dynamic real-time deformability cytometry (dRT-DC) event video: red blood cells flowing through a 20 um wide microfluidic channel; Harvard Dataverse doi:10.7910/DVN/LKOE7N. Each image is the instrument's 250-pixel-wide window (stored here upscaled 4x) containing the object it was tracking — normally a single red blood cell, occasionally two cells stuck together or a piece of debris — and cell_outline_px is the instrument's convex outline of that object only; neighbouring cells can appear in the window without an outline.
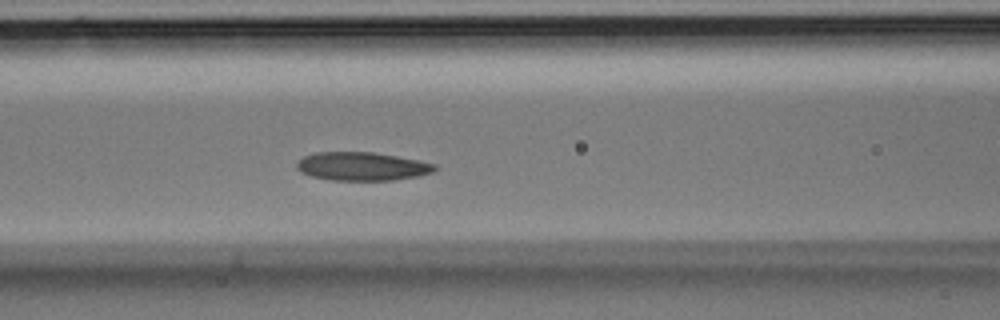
{"species": "Egyptian fruit bat (a non-hibernating species)", "species_latin": "Rousettus aegyptiacus", "temperature_condition": "room temperature", "stored_images_in_passage": 39, "camera_frame_rate_fps": 3000, "um_per_image_px": 0.085, "animal": {"sex": "male"}, "frame": {"image": 1, "passage_image": 16, "time_ms": 5.0, "image_size_px": [1000, 320], "cell_outline_px": [[436, 168], [432, 172], [420, 176], [392, 180], [332, 180], [312, 176], [300, 172], [296, 168], [296, 164], [304, 156], [316, 152], [372, 152], [396, 156], [436, 164]], "centroid_in_image_um": [30.76, 14.14], "position_along_channel_um": 135.8, "area_um2": 22.72}}
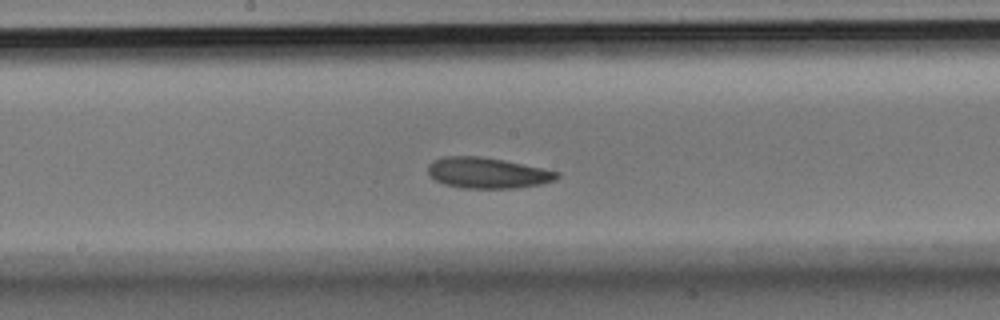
{"frame": {"image": 2, "passage_image": 20, "time_ms": 6.333, "image_size_px": [1000, 320], "cell_outline_px": [[560, 176], [556, 180], [540, 184], [520, 188], [460, 188], [444, 184], [436, 180], [428, 172], [428, 164], [432, 160], [444, 156], [480, 156], [504, 160], [560, 172]], "centroid_in_image_um": [41.44, 14.7], "position_along_channel_um": 206.8, "area_um2": 23.24}}
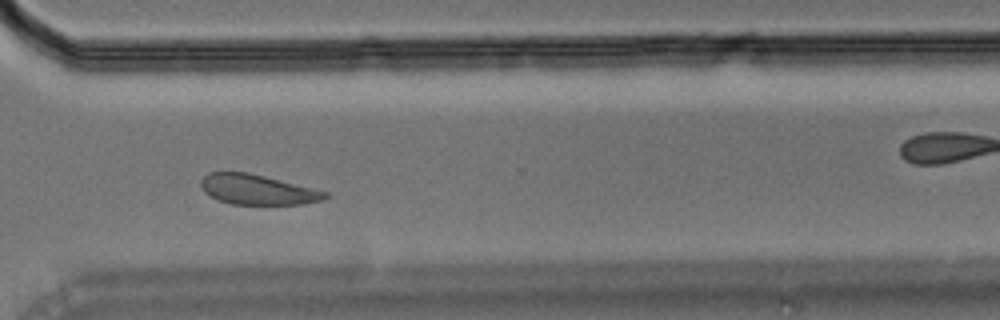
{"frame": {"image": 3, "passage_image": 28, "time_ms": 9.0, "image_size_px": [1000, 320], "cell_outline_px": [[328, 196], [324, 200], [300, 204], [232, 204], [216, 200], [204, 192], [200, 184], [200, 180], [208, 172], [248, 172], [328, 192]], "centroid_in_image_um": [21.84, 16.12], "position_along_channel_um": 348.8, "area_um2": 21.68}}